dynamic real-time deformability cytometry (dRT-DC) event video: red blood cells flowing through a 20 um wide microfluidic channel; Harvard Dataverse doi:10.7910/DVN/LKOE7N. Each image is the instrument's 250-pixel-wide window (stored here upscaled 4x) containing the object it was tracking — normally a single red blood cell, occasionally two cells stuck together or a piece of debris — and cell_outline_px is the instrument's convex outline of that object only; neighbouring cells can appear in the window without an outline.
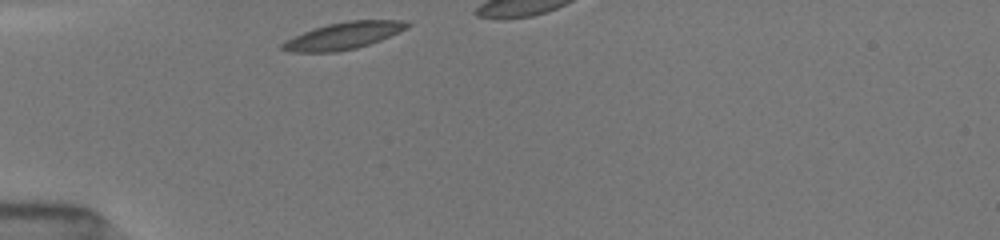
{"species": "common noctule bat (a hibernating species)", "species_latin": "Nyctalus noctula", "temperature_condition": "room temperature", "stored_images_in_passage": 9, "camera_frame_rate_fps": 3000, "um_per_image_px": 0.085, "animal": {"sex": "female", "body_mass_g": 19.5, "forearm_length_mm": 54.1}, "frame": {"image": 1, "passage_image": 1, "time_ms": 0.0, "image_size_px": [1000, 240], "cell_outline_px": [[412, 24], [408, 28], [380, 40], [356, 48], [336, 52], [292, 52], [280, 48], [280, 44], [284, 40], [304, 32], [328, 24], [348, 20], [404, 20]], "centroid_in_image_um": [29.2, 3.03], "position_along_channel_um": 55.8, "area_um2": 19.54}}
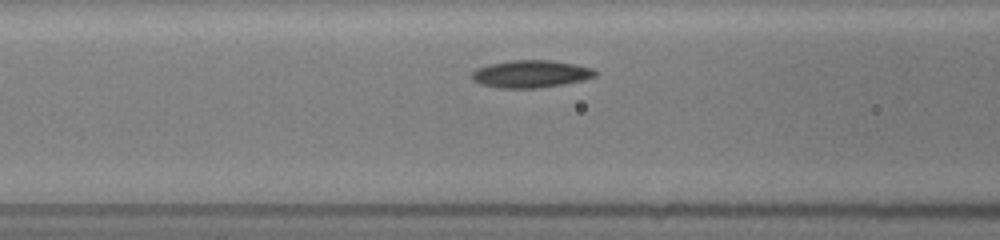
{"frame": {"image": 2, "passage_image": 7, "time_ms": 2.0, "image_size_px": [1000, 240], "cell_outline_px": [[596, 76], [584, 80], [564, 84], [536, 88], [500, 88], [480, 84], [472, 80], [472, 72], [476, 68], [488, 64], [508, 60], [552, 60], [592, 68], [596, 72]], "centroid_in_image_um": [45.08, 6.28], "position_along_channel_um": 121.5, "area_um2": 19.77}}